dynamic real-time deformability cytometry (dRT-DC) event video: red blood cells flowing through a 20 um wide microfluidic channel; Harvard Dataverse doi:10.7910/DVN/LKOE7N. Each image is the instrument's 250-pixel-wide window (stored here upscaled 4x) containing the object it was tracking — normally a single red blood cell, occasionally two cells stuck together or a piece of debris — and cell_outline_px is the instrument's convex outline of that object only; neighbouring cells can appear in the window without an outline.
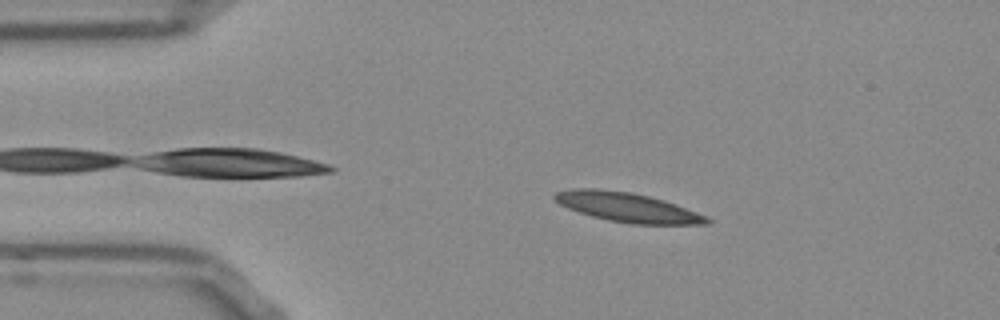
{"species": "Egyptian fruit bat (a non-hibernating species)", "species_latin": "Rousettus aegyptiacus", "temperature_condition": "room temperature", "stored_images_in_passage": 50, "camera_frame_rate_fps": 3000, "um_per_image_px": 0.085, "frame": {"image": 1, "passage_image": 8, "time_ms": 2.333, "image_size_px": [1000, 320], "cell_outline_px": [[712, 220], [708, 224], [632, 224], [608, 220], [592, 216], [568, 208], [560, 204], [552, 196], [556, 192], [572, 188], [596, 188], [632, 192], [664, 200], [708, 216]], "centroid_in_image_um": [53.34, 17.61], "position_along_channel_um": 31.7, "area_um2": 26.01}}
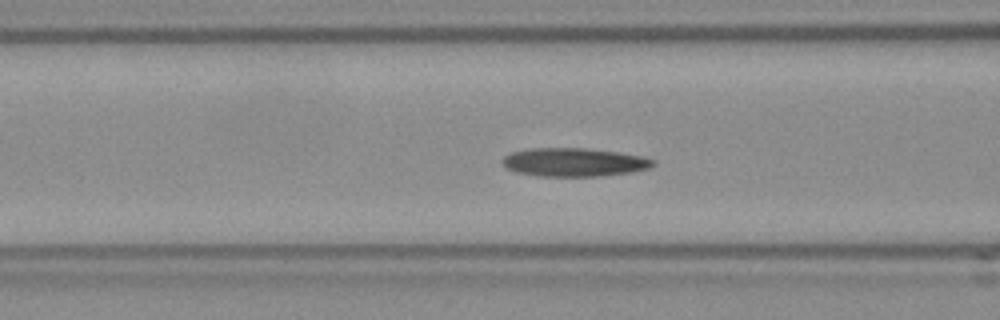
{"frame": {"image": 2, "passage_image": 18, "time_ms": 5.667, "image_size_px": [1000, 320], "cell_outline_px": [[656, 164], [648, 168], [632, 172], [604, 176], [540, 176], [516, 172], [508, 168], [504, 164], [504, 156], [512, 152], [532, 148], [584, 148], [620, 152], [644, 156], [656, 160]], "centroid_in_image_um": [48.88, 13.79], "position_along_channel_um": 117.7, "area_um2": 25.03}}
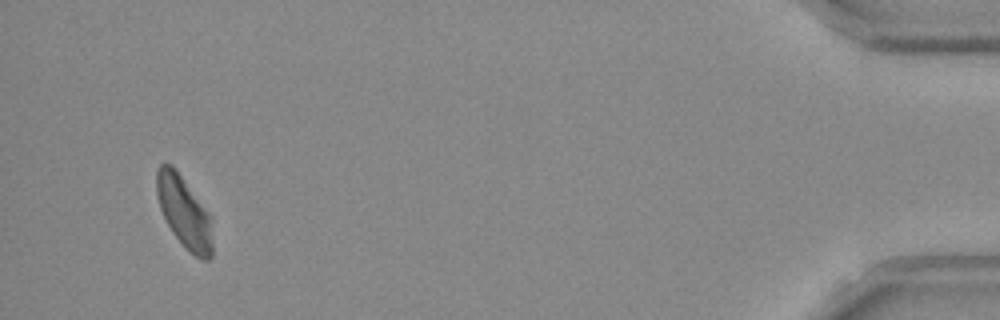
{"frame": {"image": 3, "passage_image": 48, "time_ms": 15.667, "image_size_px": [1000, 320], "cell_outline_px": [[212, 256], [208, 260], [200, 260], [172, 232], [160, 208], [156, 192], [156, 172], [160, 164], [172, 164], [208, 212], [212, 240]], "centroid_in_image_um": [15.63, 18.01], "position_along_channel_um": 419.6, "area_um2": 22.6}, "authors_computed_cell_mechanics": {"area_um2": 24.4783, "velocity_mm_per_s": 3.8338, "shape_relaxation_time_tau1_ms": null, "shape_relaxation_time_tau2_ms": 8.5999, "deformation_change_tau1": null, "deformation_change_tau2": 0.171}}